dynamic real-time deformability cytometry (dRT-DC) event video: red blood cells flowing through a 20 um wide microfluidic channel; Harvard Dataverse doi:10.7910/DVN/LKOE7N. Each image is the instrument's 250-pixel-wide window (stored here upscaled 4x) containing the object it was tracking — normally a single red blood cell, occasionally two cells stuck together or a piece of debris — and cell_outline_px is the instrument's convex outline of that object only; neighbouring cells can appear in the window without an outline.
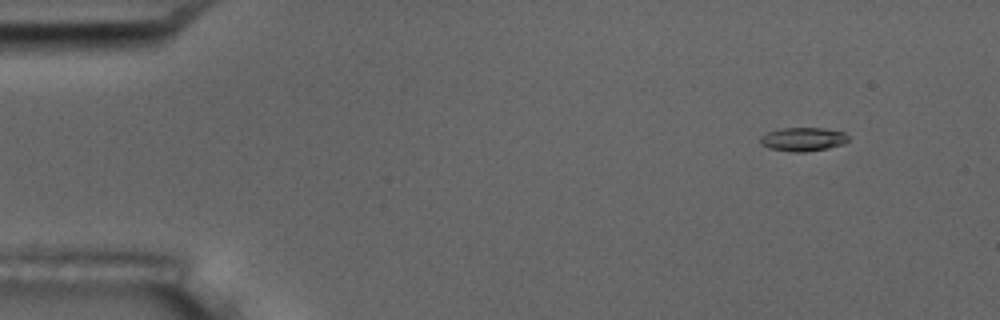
{"species": "common noctule bat (a hibernating species)", "species_latin": "Nyctalus noctula", "temperature_condition": "room temperature", "stored_images_in_passage": 5, "camera_frame_rate_fps": 3000, "um_per_image_px": 0.085, "animal": {"sex": "male", "body_mass_g": 17.5, "forearm_length_mm": 52.3}, "frame": {"image": 1, "passage_image": 2, "time_ms": 1.333, "image_size_px": [1000, 320], "cell_outline_px": [[848, 140], [844, 144], [828, 148], [804, 152], [792, 152], [768, 148], [760, 144], [760, 136], [768, 132], [784, 128], [824, 128], [844, 132], [848, 136]], "centroid_in_image_um": [68.25, 11.84], "position_along_channel_um": 16.7, "area_um2": 12.2}}
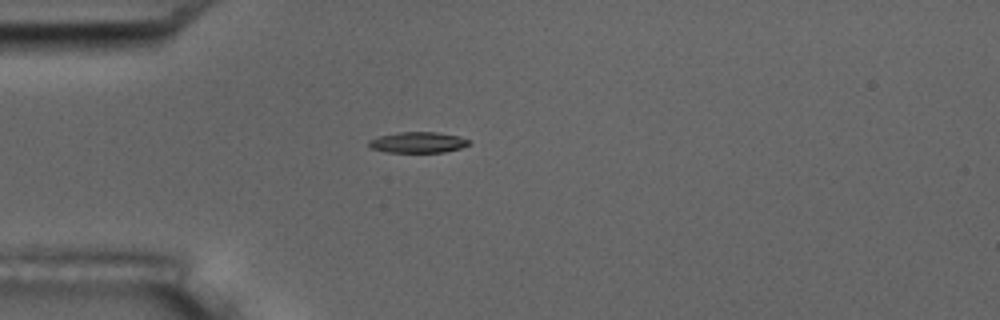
{"frame": {"image": 2, "passage_image": 5, "time_ms": 4.667, "image_size_px": [1000, 320], "cell_outline_px": [[472, 140], [468, 144], [460, 148], [444, 152], [384, 152], [368, 148], [368, 140], [380, 136], [396, 132], [436, 132], [460, 136]], "centroid_in_image_um": [35.49, 12.1], "position_along_channel_um": 49.5, "area_um2": 12.31}}